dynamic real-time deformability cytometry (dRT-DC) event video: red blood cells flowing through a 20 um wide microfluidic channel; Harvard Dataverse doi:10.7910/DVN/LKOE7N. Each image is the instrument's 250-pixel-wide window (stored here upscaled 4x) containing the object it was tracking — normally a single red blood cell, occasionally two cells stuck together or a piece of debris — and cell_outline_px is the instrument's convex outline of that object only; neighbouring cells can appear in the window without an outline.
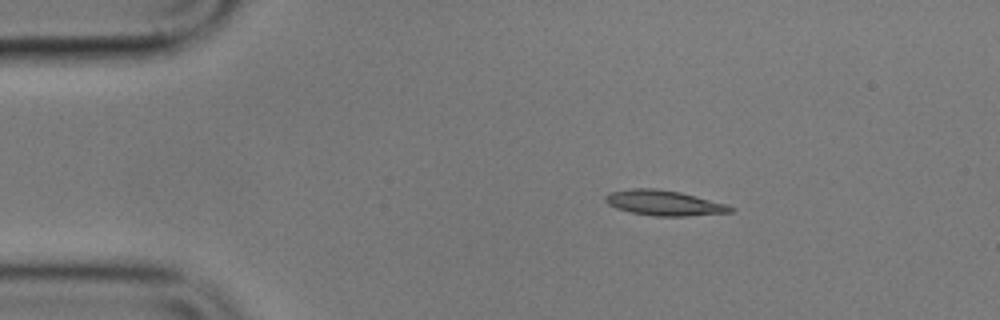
{"species": "common noctule bat (a hibernating species)", "species_latin": "Nyctalus noctula", "temperature_condition": "cold", "stored_images_in_passage": 4, "camera_frame_rate_fps": 3000, "um_per_image_px": 0.085, "animal": {"sex": "male", "body_mass_g": 17.9}, "frame": {"image": 1, "passage_image": 3, "time_ms": 3.0, "image_size_px": [1000, 320], "cell_outline_px": [[736, 208], [732, 212], [688, 216], [652, 216], [632, 212], [616, 208], [608, 204], [604, 200], [604, 196], [608, 192], [632, 188], [656, 188], [680, 192], [728, 204]], "centroid_in_image_um": [56.45, 17.24], "position_along_channel_um": 28.6, "area_um2": 18.55}}